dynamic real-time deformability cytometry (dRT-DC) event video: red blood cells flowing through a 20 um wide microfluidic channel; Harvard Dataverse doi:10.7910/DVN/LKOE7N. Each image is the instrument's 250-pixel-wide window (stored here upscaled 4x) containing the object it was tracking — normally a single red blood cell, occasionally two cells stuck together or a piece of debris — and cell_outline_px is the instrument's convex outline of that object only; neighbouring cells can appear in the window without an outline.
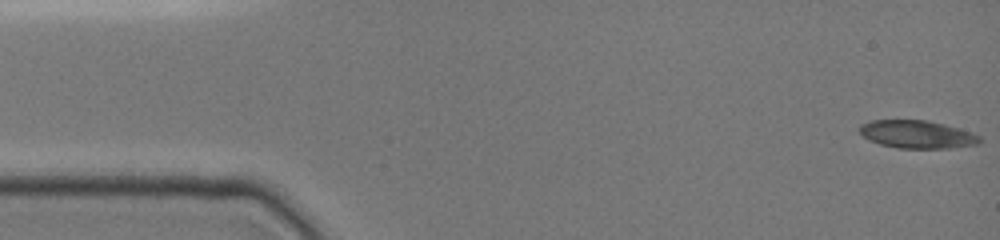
{"species": "common noctule bat (a hibernating species)", "species_latin": "Nyctalus noctula", "temperature_condition": "cold", "stored_images_in_passage": 36, "camera_frame_rate_fps": 3000, "um_per_image_px": 0.085, "animal": {"sex": "female", "body_mass_g": 19.0, "forearm_length_mm": 51.5}, "frame": {"image": 1, "passage_image": 1, "time_ms": 0.0, "image_size_px": [1000, 240], "cell_outline_px": [[980, 144], [948, 148], [896, 148], [880, 144], [868, 140], [860, 132], [860, 124], [872, 120], [928, 120], [944, 124], [972, 132], [980, 136]], "centroid_in_image_um": [77.95, 11.42], "position_along_channel_um": 7.0, "area_um2": 19.54}}
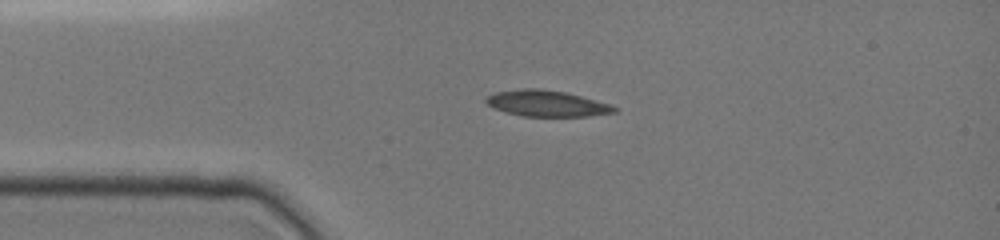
{"frame": {"image": 2, "passage_image": 22, "time_ms": 3.333, "image_size_px": [1000, 240], "cell_outline_px": [[616, 112], [588, 116], [524, 116], [508, 112], [496, 108], [488, 104], [484, 100], [488, 96], [496, 92], [520, 88], [540, 88], [564, 92], [612, 104], [616, 108]], "centroid_in_image_um": [46.49, 8.78], "position_along_channel_um": 38.5, "area_um2": 19.25}}
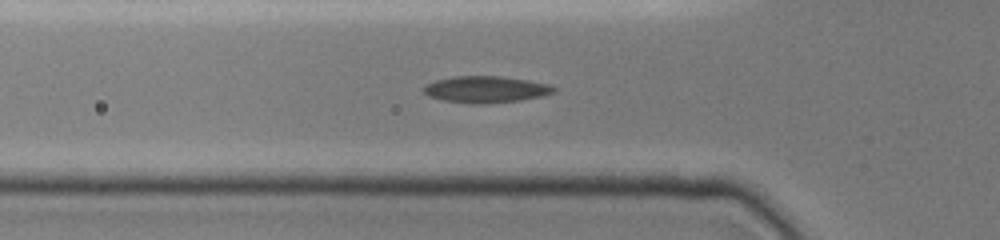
{"frame": {"image": 3, "passage_image": 31, "time_ms": 5.0, "image_size_px": [1000, 240], "cell_outline_px": [[556, 92], [544, 96], [520, 100], [484, 104], [472, 104], [444, 100], [428, 96], [424, 92], [424, 84], [436, 80], [452, 76], [500, 76], [528, 80], [548, 84], [556, 88]], "centroid_in_image_um": [41.3, 7.6], "position_along_channel_um": 84.5, "area_um2": 20.29}}